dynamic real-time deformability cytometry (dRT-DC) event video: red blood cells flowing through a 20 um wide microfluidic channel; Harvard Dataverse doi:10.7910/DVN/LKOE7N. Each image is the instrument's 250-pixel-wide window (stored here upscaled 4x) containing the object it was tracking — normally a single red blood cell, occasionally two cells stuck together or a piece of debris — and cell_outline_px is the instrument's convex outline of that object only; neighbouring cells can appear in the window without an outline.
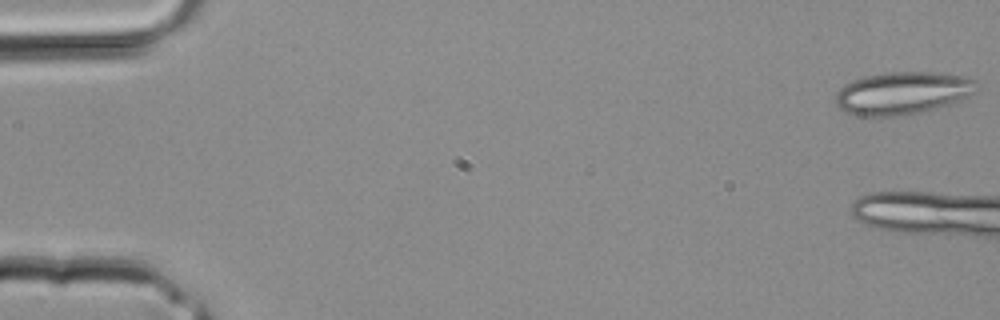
{"species": "common noctule bat (a hibernating species)", "species_latin": "Nyctalus noctula", "temperature_condition": "room temperature", "stored_images_in_passage": 3, "camera_frame_rate_fps": 3000, "um_per_image_px": 0.085, "animal": {"sex": "male", "body_mass_g": 20.4}, "frame": {"image": 1, "passage_image": 3, "time_ms": 0.667, "image_size_px": [1000, 320], "cell_outline_px": [[976, 92], [964, 100], [936, 108], [896, 116], [860, 116], [844, 112], [836, 104], [836, 92], [844, 84], [852, 80], [864, 76], [884, 72], [932, 72], [964, 76], [972, 80]], "centroid_in_image_um": [76.67, 7.91], "position_along_channel_um": 8.3, "area_um2": 34.97}}